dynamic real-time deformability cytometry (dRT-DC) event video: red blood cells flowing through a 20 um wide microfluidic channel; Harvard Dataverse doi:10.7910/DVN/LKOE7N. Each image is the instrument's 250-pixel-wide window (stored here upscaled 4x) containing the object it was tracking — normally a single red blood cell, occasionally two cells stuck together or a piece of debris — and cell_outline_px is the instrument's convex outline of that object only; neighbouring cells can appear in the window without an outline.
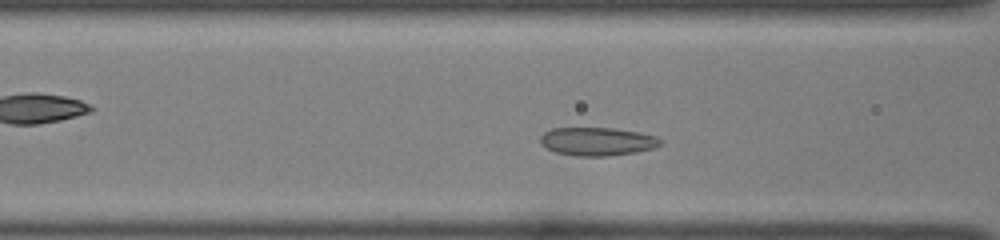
{"species": "common noctule bat (a hibernating species)", "species_latin": "Nyctalus noctula", "temperature_condition": "room temperature", "stored_images_in_passage": 37, "camera_frame_rate_fps": 3000, "um_per_image_px": 0.085, "animal": {"sex": "female", "body_mass_g": 22.0, "forearm_length_mm": 56.7}, "frame": {"image": 1, "passage_image": 8, "time_ms": 2.333, "image_size_px": [1000, 240], "cell_outline_px": [[660, 144], [652, 148], [636, 152], [608, 156], [576, 156], [556, 152], [540, 144], [540, 136], [544, 132], [552, 128], [612, 128], [640, 132], [656, 136], [660, 140]], "centroid_in_image_um": [50.74, 12.02], "position_along_channel_um": 115.9, "area_um2": 19.71}}
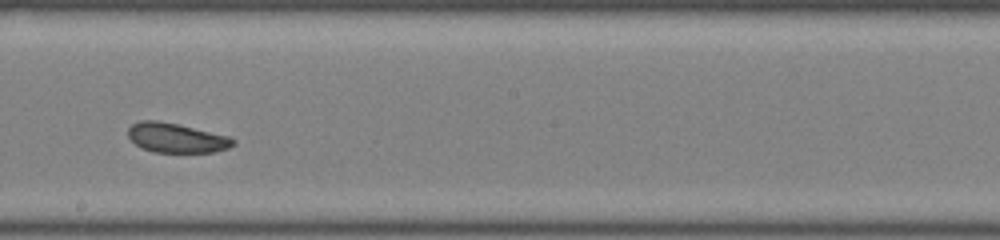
{"frame": {"image": 2, "passage_image": 17, "time_ms": 5.333, "image_size_px": [1000, 240], "cell_outline_px": [[236, 144], [228, 148], [212, 152], [152, 152], [140, 148], [128, 136], [128, 128], [132, 124], [140, 120], [156, 120], [176, 124], [228, 136], [236, 140]], "centroid_in_image_um": [14.97, 11.73], "position_along_channel_um": 233.2, "area_um2": 17.98}}
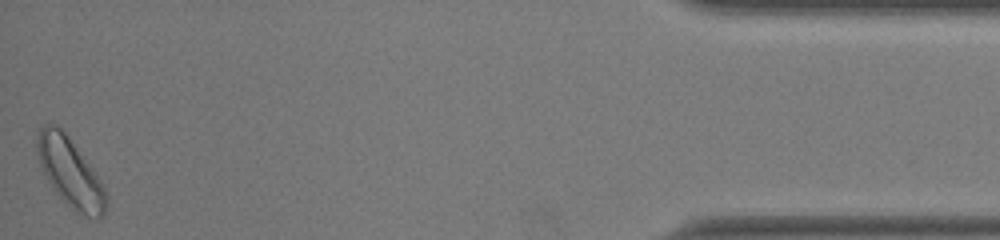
{"frame": {"image": 3, "passage_image": 37, "time_ms": 12.0, "image_size_px": [1000, 240], "cell_outline_px": [[108, 204], [104, 212], [96, 220], [80, 216], [56, 192], [48, 180], [40, 164], [36, 152], [36, 136], [40, 128], [44, 124], [56, 124], [68, 136], [92, 168], [100, 180], [108, 196]], "centroid_in_image_um": [5.97, 14.68], "position_along_channel_um": 429.2, "area_um2": 27.57}, "authors_computed_cell_mechanics": {"area_um2": 19.5364, "velocity_mm_per_s": 3.9238, "shape_relaxation_time_tau1_ms": 4.4696, "shape_relaxation_time_tau2_ms": 1.5368, "deformation_change_tau1": 0.0758, "deformation_change_tau2": 0.0571}}